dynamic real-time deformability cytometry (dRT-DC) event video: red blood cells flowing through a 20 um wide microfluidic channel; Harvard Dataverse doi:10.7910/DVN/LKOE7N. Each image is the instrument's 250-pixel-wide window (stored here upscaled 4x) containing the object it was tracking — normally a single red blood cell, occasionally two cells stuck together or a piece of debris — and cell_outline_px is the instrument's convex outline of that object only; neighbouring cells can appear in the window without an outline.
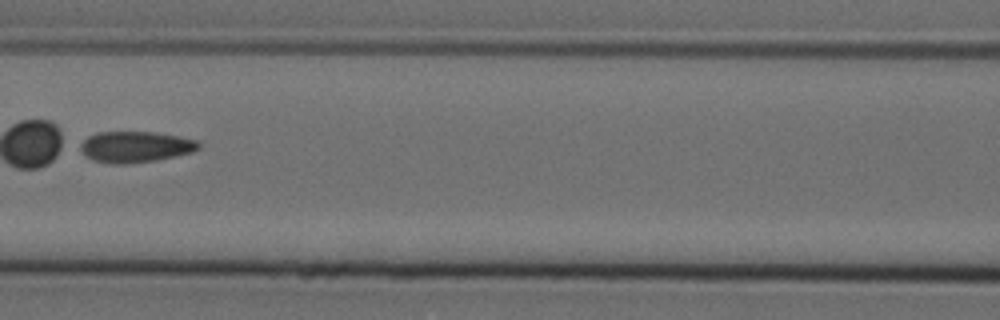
{"species": "Egyptian fruit bat (a non-hibernating species)", "species_latin": "Rousettus aegyptiacus", "temperature_condition": "cold", "stored_images_in_passage": 6, "camera_frame_rate_fps": 3000, "um_per_image_px": 0.085, "animal": {"sex": "female"}, "frame": {"image": 1, "passage_image": 6, "time_ms": 1.667, "image_size_px": [1000, 320], "cell_outline_px": [[200, 148], [192, 152], [176, 156], [156, 160], [128, 164], [112, 164], [92, 160], [76, 148], [76, 144], [88, 136], [96, 132], [152, 132], [176, 136], [196, 140], [200, 144]], "centroid_in_image_um": [11.42, 12.49], "position_along_channel_um": 155.2, "area_um2": 21.68}}